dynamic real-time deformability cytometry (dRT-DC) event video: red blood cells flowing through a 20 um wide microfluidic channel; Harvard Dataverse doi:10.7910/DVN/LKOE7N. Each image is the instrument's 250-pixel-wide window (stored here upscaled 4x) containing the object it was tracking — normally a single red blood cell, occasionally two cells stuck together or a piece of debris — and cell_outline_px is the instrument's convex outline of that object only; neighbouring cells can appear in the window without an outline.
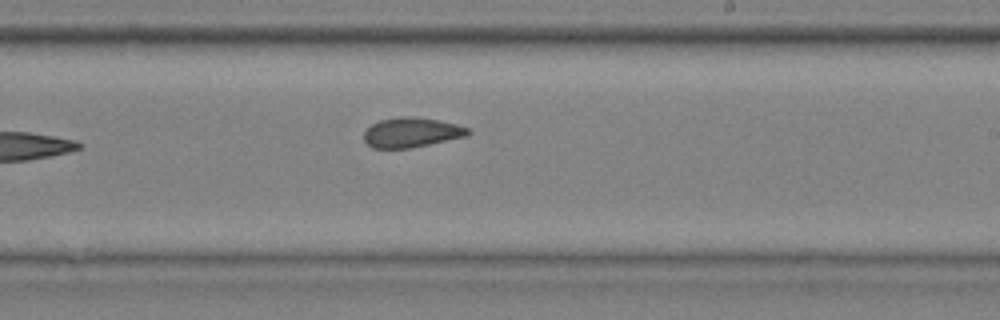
{"species": "common noctule bat (a hibernating species)", "species_latin": "Nyctalus noctula", "temperature_condition": "cold", "stored_images_in_passage": 8, "camera_frame_rate_fps": 3000, "um_per_image_px": 0.085, "animal": {"sex": "male", "body_mass_g": 20.4}, "frame": {"image": 1, "passage_image": 8, "time_ms": 2.333, "image_size_px": [1000, 320], "cell_outline_px": [[472, 132], [468, 136], [408, 148], [372, 148], [364, 140], [364, 132], [372, 124], [380, 120], [400, 116], [412, 116], [440, 120], [456, 124], [468, 128]], "centroid_in_image_um": [34.99, 11.25], "position_along_channel_um": 254.0, "area_um2": 18.03}}